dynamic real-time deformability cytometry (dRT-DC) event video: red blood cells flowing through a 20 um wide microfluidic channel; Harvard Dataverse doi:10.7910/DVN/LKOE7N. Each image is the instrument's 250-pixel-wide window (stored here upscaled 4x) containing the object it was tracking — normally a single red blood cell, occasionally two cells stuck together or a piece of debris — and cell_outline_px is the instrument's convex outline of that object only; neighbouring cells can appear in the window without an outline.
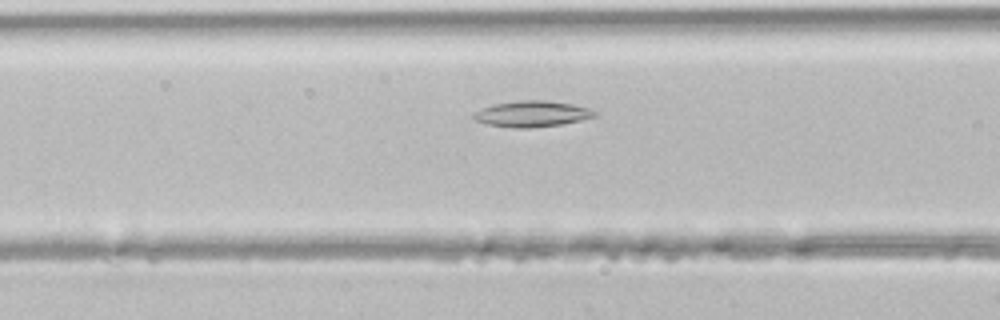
{"species": "common noctule bat (a hibernating species)", "species_latin": "Nyctalus noctula", "temperature_condition": "room temperature", "stored_images_in_passage": 23, "camera_frame_rate_fps": 3000, "um_per_image_px": 0.085, "animal": {"sex": "male", "body_mass_g": 21.5, "forearm_length_mm": 52.0}, "frame": {"image": 1, "passage_image": 13, "time_ms": 4.0, "image_size_px": [1000, 320], "cell_outline_px": [[600, 112], [596, 116], [580, 120], [560, 124], [528, 128], [516, 128], [488, 124], [476, 120], [472, 116], [480, 108], [492, 104], [520, 100], [544, 100], [572, 104], [588, 108]], "centroid_in_image_um": [45.23, 9.67], "position_along_channel_um": 121.4, "area_um2": 18.21}}
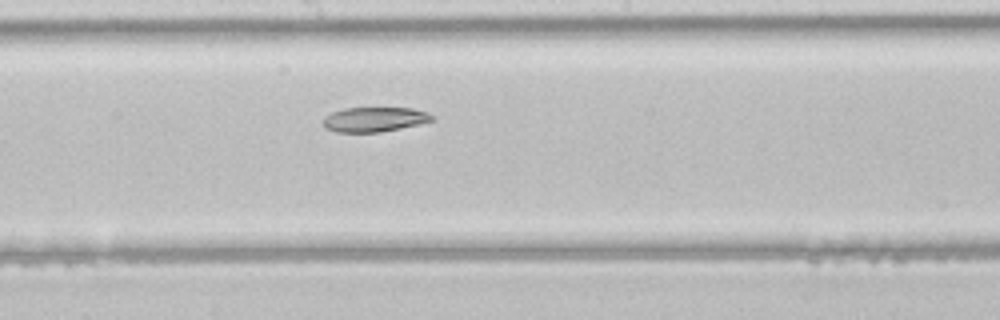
{"frame": {"image": 2, "passage_image": 19, "time_ms": 6.0, "image_size_px": [1000, 320], "cell_outline_px": [[436, 120], [420, 124], [380, 132], [336, 132], [324, 128], [324, 116], [332, 112], [344, 108], [412, 108], [428, 112], [436, 116]], "centroid_in_image_um": [31.87, 10.15], "position_along_channel_um": 216.3, "area_um2": 15.84}}
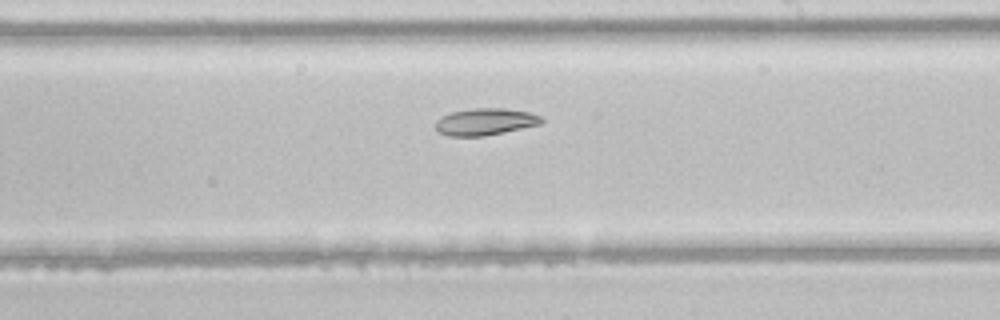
{"frame": {"image": 3, "passage_image": 21, "time_ms": 6.667, "image_size_px": [1000, 320], "cell_outline_px": [[544, 120], [540, 124], [484, 136], [448, 136], [436, 132], [436, 120], [440, 116], [452, 112], [472, 108], [504, 108], [528, 112], [540, 116]], "centroid_in_image_um": [41.19, 10.35], "position_along_channel_um": 247.8, "area_um2": 16.59}}